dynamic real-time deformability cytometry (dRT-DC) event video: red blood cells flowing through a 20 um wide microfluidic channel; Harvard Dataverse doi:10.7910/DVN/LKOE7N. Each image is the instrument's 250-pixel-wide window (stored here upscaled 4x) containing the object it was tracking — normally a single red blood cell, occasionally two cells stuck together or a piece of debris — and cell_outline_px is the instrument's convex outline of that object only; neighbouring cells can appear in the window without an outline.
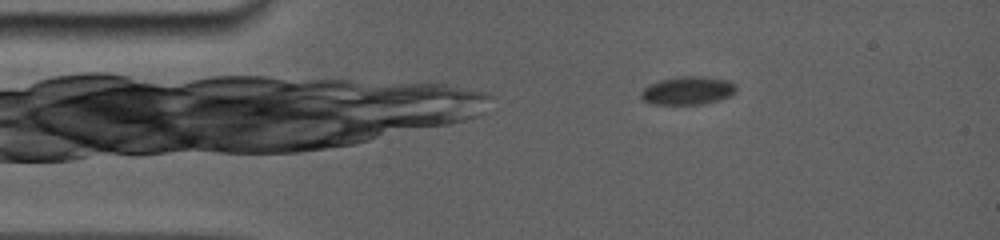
{"species": "common noctule bat (a hibernating species)", "species_latin": "Nyctalus noctula", "temperature_condition": "room temperature", "stored_images_in_passage": 18, "camera_frame_rate_fps": 5000, "um_per_image_px": 0.085, "animal": {"sex": "female", "body_mass_g": 19.0, "forearm_length_mm": 56.7}, "frame": {"image": 1, "passage_image": 2, "time_ms": 1.0, "image_size_px": [1000, 240], "cell_outline_px": [[736, 92], [732, 96], [720, 100], [704, 104], [652, 104], [644, 100], [640, 96], [640, 92], [648, 84], [660, 80], [680, 76], [704, 76], [728, 80], [736, 84]], "centroid_in_image_um": [58.49, 7.69], "position_along_channel_um": 26.5, "area_um2": 15.9}}
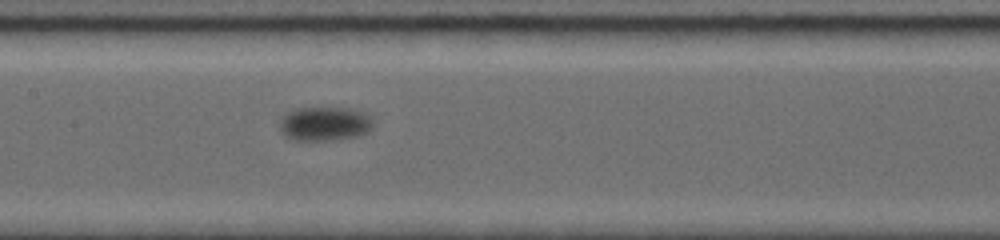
{"frame": {"image": 2, "passage_image": 8, "time_ms": 7.0, "image_size_px": [1000, 240], "cell_outline_px": [[372, 128], [368, 132], [356, 136], [328, 140], [292, 140], [284, 136], [280, 132], [280, 120], [288, 112], [296, 108], [348, 108], [364, 112], [372, 120]], "centroid_in_image_um": [27.57, 10.52], "position_along_channel_um": 179.8, "area_um2": 18.5}}
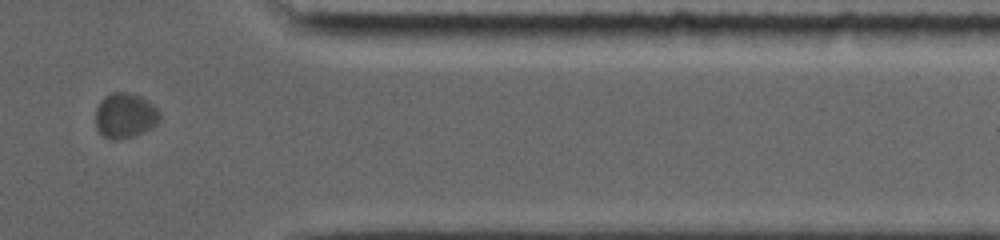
{"frame": {"image": 3, "passage_image": 15, "time_ms": 13.6, "image_size_px": [1000, 240], "cell_outline_px": [[160, 120], [152, 128], [132, 136], [116, 140], [104, 136], [96, 128], [96, 108], [100, 100], [104, 96], [112, 92], [128, 92], [140, 96], [148, 100], [160, 112]], "centroid_in_image_um": [10.63, 9.8], "position_along_channel_um": 400.8, "area_um2": 16.88}, "authors_computed_cell_mechanics": {"area_um2": 17.3689, "velocity_mm_per_s": 3.4282, "shape_relaxation_time_tau1_ms": 0.7373, "shape_relaxation_time_tau2_ms": null, "deformation_change_tau1": 0.0286, "deformation_change_tau2": null}}